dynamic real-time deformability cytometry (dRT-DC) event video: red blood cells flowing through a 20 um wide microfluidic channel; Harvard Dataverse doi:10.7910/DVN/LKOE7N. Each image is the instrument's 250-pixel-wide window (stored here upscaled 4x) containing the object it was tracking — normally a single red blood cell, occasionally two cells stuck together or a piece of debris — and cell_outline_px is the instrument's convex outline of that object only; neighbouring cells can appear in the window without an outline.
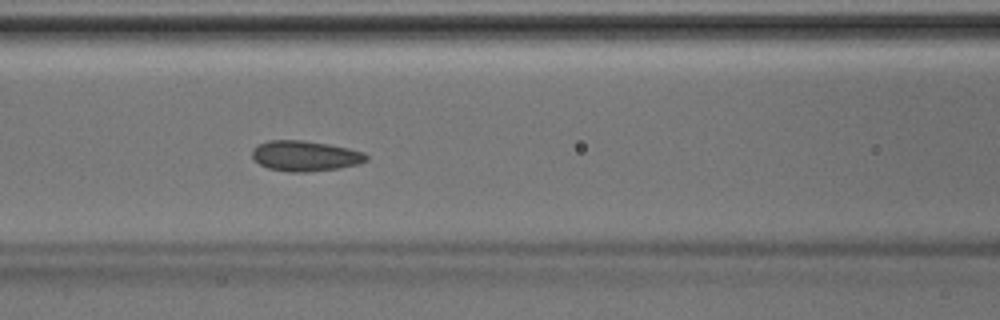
{"species": "Egyptian fruit bat (a non-hibernating species)", "species_latin": "Rousettus aegyptiacus", "temperature_condition": "room temperature", "stored_images_in_passage": 47, "camera_frame_rate_fps": 3000, "um_per_image_px": 0.085, "animal": {"sex": "male"}, "frame": {"image": 1, "passage_image": 20, "time_ms": 6.333, "image_size_px": [1000, 320], "cell_outline_px": [[368, 160], [360, 164], [340, 168], [308, 172], [288, 172], [268, 168], [260, 164], [252, 156], [252, 148], [268, 140], [304, 140], [328, 144], [348, 148], [364, 152], [368, 156]], "centroid_in_image_um": [25.96, 13.26], "position_along_channel_um": 140.6, "area_um2": 20.35}}
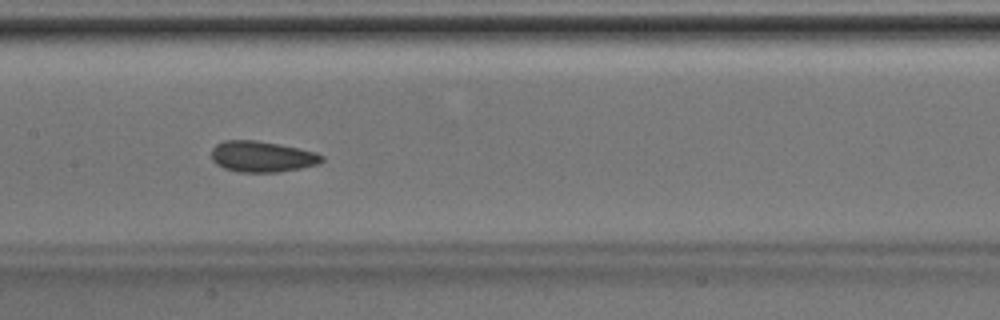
{"frame": {"image": 2, "passage_image": 23, "time_ms": 7.333, "image_size_px": [1000, 320], "cell_outline_px": [[324, 160], [320, 164], [280, 172], [240, 172], [224, 168], [216, 164], [212, 160], [212, 148], [216, 144], [224, 140], [256, 140], [316, 152], [324, 156]], "centroid_in_image_um": [22.27, 13.31], "position_along_channel_um": 185.1, "area_um2": 19.88}}
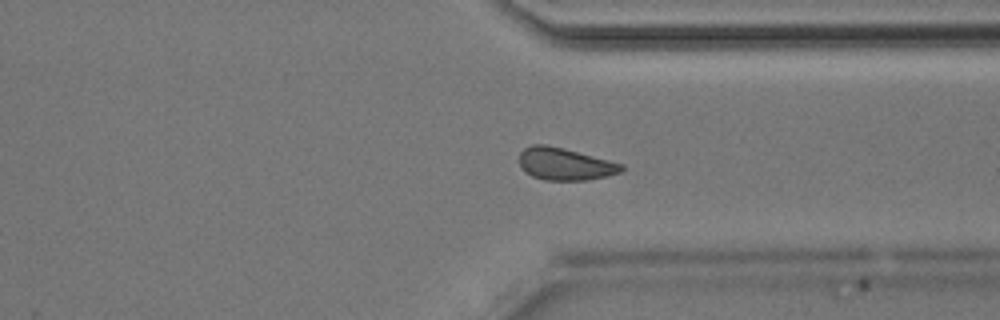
{"frame": {"image": 3, "passage_image": 35, "time_ms": 11.333, "image_size_px": [1000, 320], "cell_outline_px": [[624, 168], [620, 172], [608, 176], [588, 180], [544, 180], [532, 176], [520, 168], [520, 152], [524, 148], [532, 144], [544, 144], [564, 148], [624, 164]], "centroid_in_image_um": [48.02, 13.94], "position_along_channel_um": 363.4, "area_um2": 19.31}}